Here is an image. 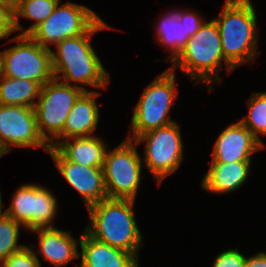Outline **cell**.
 <instances>
[{
    "mask_svg": "<svg viewBox=\"0 0 266 267\" xmlns=\"http://www.w3.org/2000/svg\"><path fill=\"white\" fill-rule=\"evenodd\" d=\"M112 28L100 17L84 34L62 40L55 45L56 51L50 49L54 78L83 91H93L86 86L108 89L111 76L95 52L92 37Z\"/></svg>",
    "mask_w": 266,
    "mask_h": 267,
    "instance_id": "6da1fadb",
    "label": "cell"
},
{
    "mask_svg": "<svg viewBox=\"0 0 266 267\" xmlns=\"http://www.w3.org/2000/svg\"><path fill=\"white\" fill-rule=\"evenodd\" d=\"M135 200L104 199L87 208L88 224L84 230L94 239L133 254L138 260L144 245L135 219Z\"/></svg>",
    "mask_w": 266,
    "mask_h": 267,
    "instance_id": "7a4b0ae2",
    "label": "cell"
},
{
    "mask_svg": "<svg viewBox=\"0 0 266 267\" xmlns=\"http://www.w3.org/2000/svg\"><path fill=\"white\" fill-rule=\"evenodd\" d=\"M222 11L214 18L226 63L234 70L251 65L259 56L257 12L252 0H225Z\"/></svg>",
    "mask_w": 266,
    "mask_h": 267,
    "instance_id": "3957f363",
    "label": "cell"
},
{
    "mask_svg": "<svg viewBox=\"0 0 266 267\" xmlns=\"http://www.w3.org/2000/svg\"><path fill=\"white\" fill-rule=\"evenodd\" d=\"M206 21L189 38L181 52L170 63L169 69L175 72L179 68L185 76L213 91V83L221 84L223 65L229 74L234 69L226 63L222 52L221 35L215 20ZM224 62V63H223Z\"/></svg>",
    "mask_w": 266,
    "mask_h": 267,
    "instance_id": "277c9868",
    "label": "cell"
},
{
    "mask_svg": "<svg viewBox=\"0 0 266 267\" xmlns=\"http://www.w3.org/2000/svg\"><path fill=\"white\" fill-rule=\"evenodd\" d=\"M175 73L176 71L166 68L145 87L134 106L131 129L126 138L135 140L146 132L176 122L169 115L179 94Z\"/></svg>",
    "mask_w": 266,
    "mask_h": 267,
    "instance_id": "5b68a950",
    "label": "cell"
},
{
    "mask_svg": "<svg viewBox=\"0 0 266 267\" xmlns=\"http://www.w3.org/2000/svg\"><path fill=\"white\" fill-rule=\"evenodd\" d=\"M83 92L79 87L55 78L42 86L34 112L38 131L50 147L63 140L66 118Z\"/></svg>",
    "mask_w": 266,
    "mask_h": 267,
    "instance_id": "8992f818",
    "label": "cell"
},
{
    "mask_svg": "<svg viewBox=\"0 0 266 267\" xmlns=\"http://www.w3.org/2000/svg\"><path fill=\"white\" fill-rule=\"evenodd\" d=\"M16 42L0 51V74L5 77L32 80L42 86L54 79L51 50L35 42L29 35L18 34L7 43Z\"/></svg>",
    "mask_w": 266,
    "mask_h": 267,
    "instance_id": "52a82bcc",
    "label": "cell"
},
{
    "mask_svg": "<svg viewBox=\"0 0 266 267\" xmlns=\"http://www.w3.org/2000/svg\"><path fill=\"white\" fill-rule=\"evenodd\" d=\"M137 148L134 140L125 138L113 150H107L102 169L108 198L136 201L143 179V162Z\"/></svg>",
    "mask_w": 266,
    "mask_h": 267,
    "instance_id": "ba28073f",
    "label": "cell"
},
{
    "mask_svg": "<svg viewBox=\"0 0 266 267\" xmlns=\"http://www.w3.org/2000/svg\"><path fill=\"white\" fill-rule=\"evenodd\" d=\"M139 146L146 143L141 157L143 166L152 174L158 186L169 175L175 173L184 160L181 127L176 122L153 129L135 140Z\"/></svg>",
    "mask_w": 266,
    "mask_h": 267,
    "instance_id": "9c48e42d",
    "label": "cell"
},
{
    "mask_svg": "<svg viewBox=\"0 0 266 267\" xmlns=\"http://www.w3.org/2000/svg\"><path fill=\"white\" fill-rule=\"evenodd\" d=\"M52 189L26 183L14 191L6 213L28 232L38 228L55 227L53 221L58 214V201Z\"/></svg>",
    "mask_w": 266,
    "mask_h": 267,
    "instance_id": "30bf717a",
    "label": "cell"
},
{
    "mask_svg": "<svg viewBox=\"0 0 266 267\" xmlns=\"http://www.w3.org/2000/svg\"><path fill=\"white\" fill-rule=\"evenodd\" d=\"M100 16L83 4L61 1L54 12L29 36L44 48L51 49L62 40L84 34Z\"/></svg>",
    "mask_w": 266,
    "mask_h": 267,
    "instance_id": "8fae6325",
    "label": "cell"
},
{
    "mask_svg": "<svg viewBox=\"0 0 266 267\" xmlns=\"http://www.w3.org/2000/svg\"><path fill=\"white\" fill-rule=\"evenodd\" d=\"M14 147L50 149L38 131L34 107L0 104V158Z\"/></svg>",
    "mask_w": 266,
    "mask_h": 267,
    "instance_id": "7c38bea8",
    "label": "cell"
},
{
    "mask_svg": "<svg viewBox=\"0 0 266 267\" xmlns=\"http://www.w3.org/2000/svg\"><path fill=\"white\" fill-rule=\"evenodd\" d=\"M48 153L60 175L80 195L86 208L108 198L102 168L68 161L55 147H50Z\"/></svg>",
    "mask_w": 266,
    "mask_h": 267,
    "instance_id": "4fadbf2b",
    "label": "cell"
},
{
    "mask_svg": "<svg viewBox=\"0 0 266 267\" xmlns=\"http://www.w3.org/2000/svg\"><path fill=\"white\" fill-rule=\"evenodd\" d=\"M263 148L266 147L237 121L218 134L213 145L211 162L252 161V155Z\"/></svg>",
    "mask_w": 266,
    "mask_h": 267,
    "instance_id": "5bb4252c",
    "label": "cell"
},
{
    "mask_svg": "<svg viewBox=\"0 0 266 267\" xmlns=\"http://www.w3.org/2000/svg\"><path fill=\"white\" fill-rule=\"evenodd\" d=\"M30 233L36 234L38 242V250H34L35 256L38 258L40 254L43 261L50 263L54 267H64L73 260H79V239L72 235V231H64L57 227L38 228L31 230Z\"/></svg>",
    "mask_w": 266,
    "mask_h": 267,
    "instance_id": "9a60e30c",
    "label": "cell"
},
{
    "mask_svg": "<svg viewBox=\"0 0 266 267\" xmlns=\"http://www.w3.org/2000/svg\"><path fill=\"white\" fill-rule=\"evenodd\" d=\"M79 247V267H139L140 261L133 254L96 240L85 230Z\"/></svg>",
    "mask_w": 266,
    "mask_h": 267,
    "instance_id": "2e32d148",
    "label": "cell"
},
{
    "mask_svg": "<svg viewBox=\"0 0 266 267\" xmlns=\"http://www.w3.org/2000/svg\"><path fill=\"white\" fill-rule=\"evenodd\" d=\"M102 92L84 91L76 100L63 127V140L95 135L100 119L97 102Z\"/></svg>",
    "mask_w": 266,
    "mask_h": 267,
    "instance_id": "e0dca14e",
    "label": "cell"
},
{
    "mask_svg": "<svg viewBox=\"0 0 266 267\" xmlns=\"http://www.w3.org/2000/svg\"><path fill=\"white\" fill-rule=\"evenodd\" d=\"M251 161L231 163L211 162L204 173L201 187L211 193L227 194L236 192L246 183L251 173Z\"/></svg>",
    "mask_w": 266,
    "mask_h": 267,
    "instance_id": "ac0fdd59",
    "label": "cell"
},
{
    "mask_svg": "<svg viewBox=\"0 0 266 267\" xmlns=\"http://www.w3.org/2000/svg\"><path fill=\"white\" fill-rule=\"evenodd\" d=\"M97 135L61 140L55 148L68 160L86 167L102 168L109 146Z\"/></svg>",
    "mask_w": 266,
    "mask_h": 267,
    "instance_id": "d6986e66",
    "label": "cell"
},
{
    "mask_svg": "<svg viewBox=\"0 0 266 267\" xmlns=\"http://www.w3.org/2000/svg\"><path fill=\"white\" fill-rule=\"evenodd\" d=\"M170 10L156 22L154 33L156 35L154 36L156 37L155 42L170 53L163 59L169 64L189 40L188 33H186L185 18H178V9Z\"/></svg>",
    "mask_w": 266,
    "mask_h": 267,
    "instance_id": "ffe728a7",
    "label": "cell"
},
{
    "mask_svg": "<svg viewBox=\"0 0 266 267\" xmlns=\"http://www.w3.org/2000/svg\"><path fill=\"white\" fill-rule=\"evenodd\" d=\"M42 85L36 81L5 77L0 74V104L34 107Z\"/></svg>",
    "mask_w": 266,
    "mask_h": 267,
    "instance_id": "44dd1931",
    "label": "cell"
},
{
    "mask_svg": "<svg viewBox=\"0 0 266 267\" xmlns=\"http://www.w3.org/2000/svg\"><path fill=\"white\" fill-rule=\"evenodd\" d=\"M61 0H20L14 9V26L21 35H29L46 20ZM20 18L33 21L27 29L20 23Z\"/></svg>",
    "mask_w": 266,
    "mask_h": 267,
    "instance_id": "7402d4cb",
    "label": "cell"
},
{
    "mask_svg": "<svg viewBox=\"0 0 266 267\" xmlns=\"http://www.w3.org/2000/svg\"><path fill=\"white\" fill-rule=\"evenodd\" d=\"M247 109V116L239 121L266 147L261 139L266 136V91L252 93L247 98Z\"/></svg>",
    "mask_w": 266,
    "mask_h": 267,
    "instance_id": "603a6c76",
    "label": "cell"
},
{
    "mask_svg": "<svg viewBox=\"0 0 266 267\" xmlns=\"http://www.w3.org/2000/svg\"><path fill=\"white\" fill-rule=\"evenodd\" d=\"M21 227L24 228L7 214L0 218V263L25 246L18 244Z\"/></svg>",
    "mask_w": 266,
    "mask_h": 267,
    "instance_id": "cb8c5ba5",
    "label": "cell"
},
{
    "mask_svg": "<svg viewBox=\"0 0 266 267\" xmlns=\"http://www.w3.org/2000/svg\"><path fill=\"white\" fill-rule=\"evenodd\" d=\"M34 244L25 245L0 263V267H42L41 260L33 251Z\"/></svg>",
    "mask_w": 266,
    "mask_h": 267,
    "instance_id": "d4e9b609",
    "label": "cell"
},
{
    "mask_svg": "<svg viewBox=\"0 0 266 267\" xmlns=\"http://www.w3.org/2000/svg\"><path fill=\"white\" fill-rule=\"evenodd\" d=\"M246 255L238 248H228L218 253L213 260L212 267H245Z\"/></svg>",
    "mask_w": 266,
    "mask_h": 267,
    "instance_id": "484cf974",
    "label": "cell"
},
{
    "mask_svg": "<svg viewBox=\"0 0 266 267\" xmlns=\"http://www.w3.org/2000/svg\"><path fill=\"white\" fill-rule=\"evenodd\" d=\"M16 32L14 26V9L0 2V40Z\"/></svg>",
    "mask_w": 266,
    "mask_h": 267,
    "instance_id": "4316f807",
    "label": "cell"
},
{
    "mask_svg": "<svg viewBox=\"0 0 266 267\" xmlns=\"http://www.w3.org/2000/svg\"><path fill=\"white\" fill-rule=\"evenodd\" d=\"M178 18H185V27L186 33H188V38L193 36L206 21L202 15L197 11L195 12L194 9L190 10V8L188 10L186 8L178 9Z\"/></svg>",
    "mask_w": 266,
    "mask_h": 267,
    "instance_id": "83f0119b",
    "label": "cell"
},
{
    "mask_svg": "<svg viewBox=\"0 0 266 267\" xmlns=\"http://www.w3.org/2000/svg\"><path fill=\"white\" fill-rule=\"evenodd\" d=\"M245 267H266V252L258 251L251 257L246 256Z\"/></svg>",
    "mask_w": 266,
    "mask_h": 267,
    "instance_id": "f1b7e54d",
    "label": "cell"
},
{
    "mask_svg": "<svg viewBox=\"0 0 266 267\" xmlns=\"http://www.w3.org/2000/svg\"><path fill=\"white\" fill-rule=\"evenodd\" d=\"M20 0H0V2L9 5L11 8L15 9Z\"/></svg>",
    "mask_w": 266,
    "mask_h": 267,
    "instance_id": "f546056e",
    "label": "cell"
},
{
    "mask_svg": "<svg viewBox=\"0 0 266 267\" xmlns=\"http://www.w3.org/2000/svg\"><path fill=\"white\" fill-rule=\"evenodd\" d=\"M2 192L0 191V218H2L3 216H5L7 213H6V210H3V200H2Z\"/></svg>",
    "mask_w": 266,
    "mask_h": 267,
    "instance_id": "4dcf8cb0",
    "label": "cell"
}]
</instances>
